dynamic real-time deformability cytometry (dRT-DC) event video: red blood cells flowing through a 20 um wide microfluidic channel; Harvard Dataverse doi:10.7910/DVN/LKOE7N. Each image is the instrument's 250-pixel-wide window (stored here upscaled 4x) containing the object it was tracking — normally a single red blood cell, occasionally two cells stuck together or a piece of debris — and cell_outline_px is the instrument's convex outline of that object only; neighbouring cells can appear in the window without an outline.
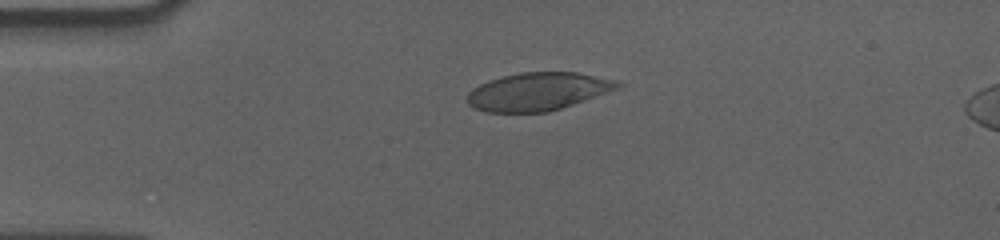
{"species": "human", "species_latin": "Homo sapiens", "temperature_condition": "cold", "stored_images_in_passage": 45, "camera_frame_rate_fps": 3000, "um_per_image_px": 0.085, "donor": {"sex": "male"}, "frame": {"image": 1, "passage_image": 1, "time_ms": 0.0, "image_size_px": [1000, 240], "cell_outline_px": [[624, 84], [620, 88], [548, 112], [484, 112], [472, 108], [468, 104], [468, 92], [472, 88], [488, 80], [520, 72], [576, 72], [616, 80]], "centroid_in_image_um": [45.7, 7.78], "position_along_channel_um": 39.3, "area_um2": 33.18}}
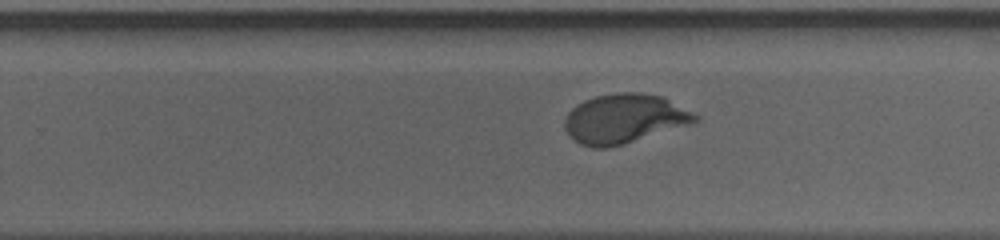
{"frame": {"image": 2, "passage_image": 24, "time_ms": 7.667, "image_size_px": [1000, 240], "cell_outline_px": [[700, 120], [692, 124], [624, 144], [608, 148], [592, 148], [580, 144], [568, 136], [564, 128], [564, 120], [568, 112], [576, 104], [584, 100], [596, 96], [620, 92], [640, 92], [664, 96], [700, 116]], "centroid_in_image_um": [53.07, 10.09], "position_along_channel_um": 276.7, "area_um2": 38.03}}
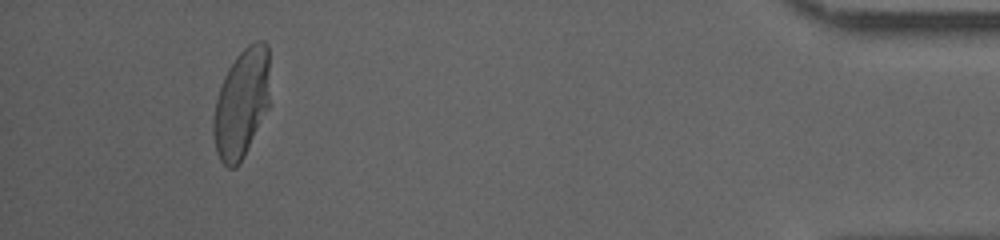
{"frame": {"image": 3, "passage_image": 41, "time_ms": 13.333, "image_size_px": [1000, 240], "cell_outline_px": [[268, 108], [244, 156], [236, 168], [228, 168], [220, 160], [216, 152], [212, 132], [212, 120], [216, 100], [224, 76], [228, 68], [236, 56], [248, 44], [256, 40], [264, 40], [268, 44]], "centroid_in_image_um": [20.5, 8.79], "position_along_channel_um": 414.7, "area_um2": 35.84}, "authors_computed_cell_mechanics": {"area_um2": 36.7608, "velocity_mm_per_s": 3.5467, "shape_relaxation_time_tau1_ms": 3.555, "shape_relaxation_time_tau2_ms": null, "deformation_change_tau1": 0.1964, "deformation_change_tau2": null}}